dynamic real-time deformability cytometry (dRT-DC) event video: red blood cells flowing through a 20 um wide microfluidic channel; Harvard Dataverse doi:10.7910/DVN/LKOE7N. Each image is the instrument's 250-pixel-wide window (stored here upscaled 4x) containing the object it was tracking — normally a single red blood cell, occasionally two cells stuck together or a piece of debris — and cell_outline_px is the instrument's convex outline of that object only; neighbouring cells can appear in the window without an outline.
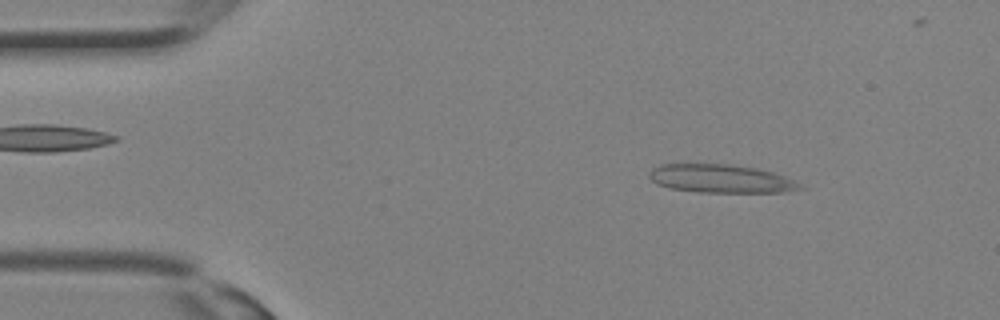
{"species": "Egyptian fruit bat (a non-hibernating species)", "species_latin": "Rousettus aegyptiacus", "temperature_condition": "room temperature", "stored_images_in_passage": 9, "camera_frame_rate_fps": 3000, "um_per_image_px": 0.085, "animal": {"sex": "female"}, "frame": {"image": 1, "passage_image": 4, "time_ms": 1.0, "image_size_px": [1000, 320], "cell_outline_px": [[808, 188], [784, 192], [700, 192], [672, 188], [656, 184], [648, 176], [648, 172], [652, 168], [660, 164], [732, 164], [756, 168], [772, 172], [784, 176]], "centroid_in_image_um": [61.27, 15.18], "position_along_channel_um": 23.7, "area_um2": 24.91}}
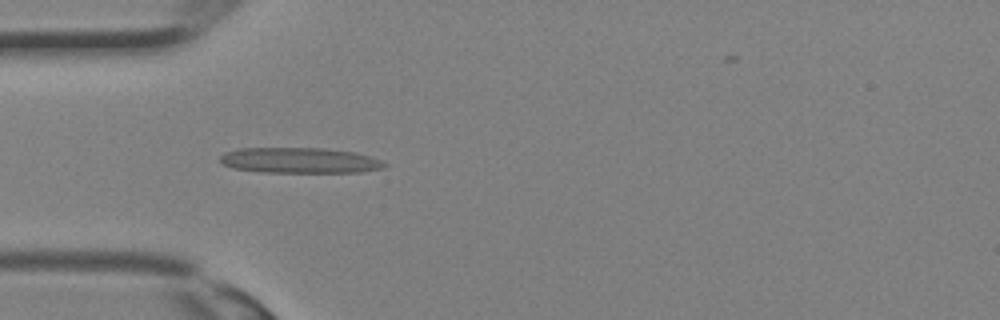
{"frame": {"image": 2, "passage_image": 9, "time_ms": 2.667, "image_size_px": [1000, 320], "cell_outline_px": [[388, 164], [384, 168], [360, 172], [264, 172], [232, 168], [224, 164], [220, 160], [220, 156], [224, 152], [240, 148], [324, 148], [356, 152], [372, 156]], "centroid_in_image_um": [25.5, 13.63], "position_along_channel_um": 59.5, "area_um2": 24.57}}